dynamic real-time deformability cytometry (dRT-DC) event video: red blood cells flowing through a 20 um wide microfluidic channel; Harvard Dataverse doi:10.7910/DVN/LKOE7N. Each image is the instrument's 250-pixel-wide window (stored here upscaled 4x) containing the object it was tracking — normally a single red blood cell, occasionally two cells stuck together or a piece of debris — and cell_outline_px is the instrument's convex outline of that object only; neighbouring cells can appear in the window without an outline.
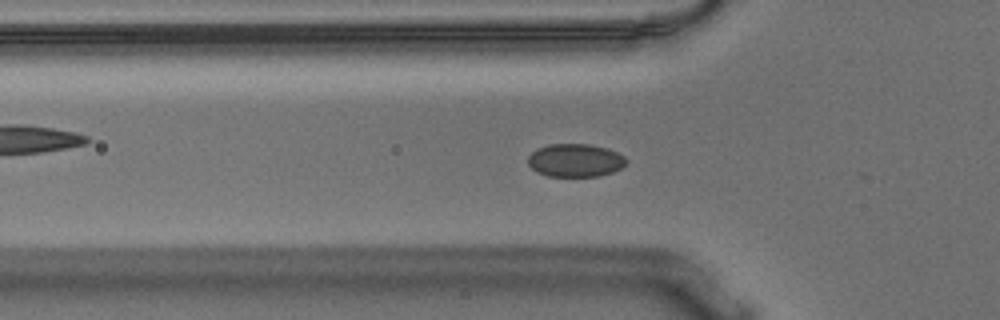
{"species": "Egyptian fruit bat (a non-hibernating species)", "species_latin": "Rousettus aegyptiacus", "temperature_condition": "warm", "stored_images_in_passage": 41, "camera_frame_rate_fps": 3000, "um_per_image_px": 0.085, "animal": {"sex": "male"}, "frame": {"image": 1, "passage_image": 3, "time_ms": 0.667, "image_size_px": [1000, 320], "cell_outline_px": [[628, 160], [620, 168], [612, 172], [600, 176], [548, 176], [536, 172], [528, 164], [528, 156], [536, 148], [548, 144], [588, 144], [608, 148], [624, 156]], "centroid_in_image_um": [48.88, 13.62], "position_along_channel_um": 76.9, "area_um2": 19.02}}
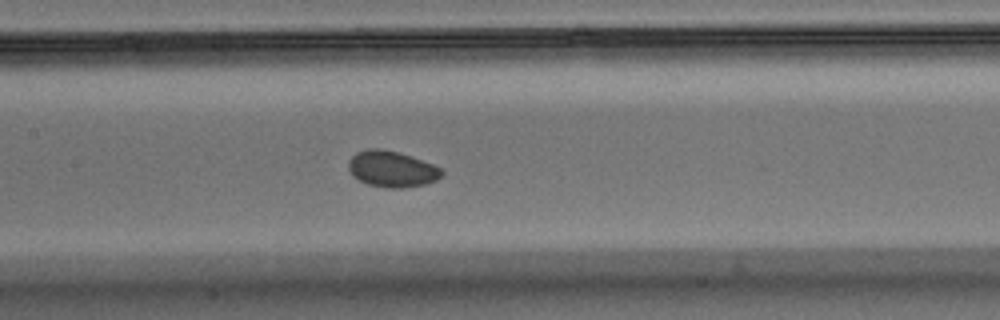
{"frame": {"image": 2, "passage_image": 11, "time_ms": 3.333, "image_size_px": [1000, 320], "cell_outline_px": [[444, 172], [436, 180], [424, 184], [400, 188], [384, 188], [368, 184], [352, 176], [348, 168], [348, 160], [356, 152], [368, 148], [380, 148], [400, 152], [432, 164], [440, 168]], "centroid_in_image_um": [33.26, 14.35], "position_along_channel_um": 174.1, "area_um2": 19.65}}
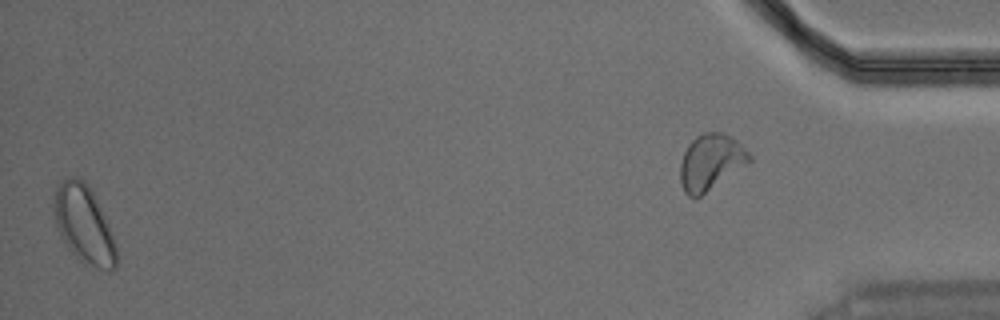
{"frame": {"image": 3, "passage_image": 40, "time_ms": 13.0, "image_size_px": [1000, 320], "cell_outline_px": [[116, 268], [108, 272], [80, 260], [68, 248], [60, 236], [56, 224], [52, 200], [56, 184], [60, 180], [68, 176], [76, 176], [84, 180], [88, 184], [108, 224], [116, 248]], "centroid_in_image_um": [7.09, 19.02], "position_along_channel_um": 428.1, "area_um2": 28.26}}